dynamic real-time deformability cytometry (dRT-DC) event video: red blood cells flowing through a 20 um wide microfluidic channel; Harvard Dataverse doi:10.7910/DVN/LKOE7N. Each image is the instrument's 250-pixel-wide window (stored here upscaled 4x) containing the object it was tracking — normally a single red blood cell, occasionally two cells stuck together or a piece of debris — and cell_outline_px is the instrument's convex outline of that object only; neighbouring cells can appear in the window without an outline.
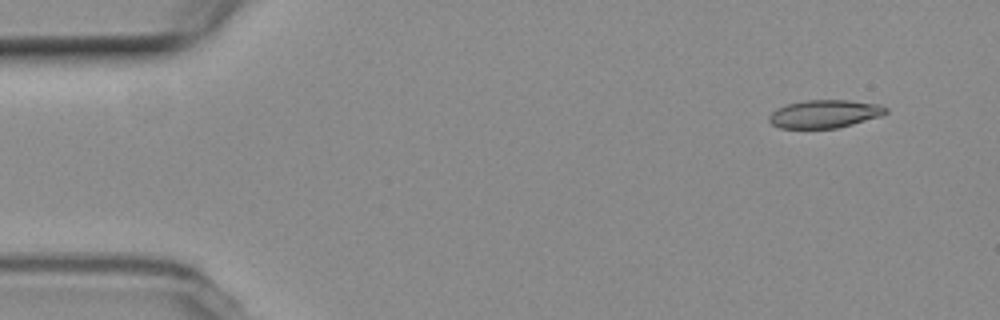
{"species": "common noctule bat (a hibernating species)", "species_latin": "Nyctalus noctula", "temperature_condition": "room temperature", "stored_images_in_passage": 6, "segment_of_instrument_passage": [2, 2], "camera_frame_rate_fps": 3000, "um_per_image_px": 0.085, "animal": {"sex": "female", "body_mass_g": 19.3, "forearm_length_mm": 54.1}, "frame": {"image": 1, "passage_image": 6, "time_ms": 6.0, "image_size_px": [1000, 320], "cell_outline_px": [[888, 112], [880, 116], [852, 124], [836, 128], [780, 128], [772, 124], [768, 120], [768, 116], [776, 108], [788, 104], [804, 100], [848, 100], [880, 104], [888, 108]], "centroid_in_image_um": [70.09, 9.67], "position_along_channel_um": 14.9, "area_um2": 19.07}}